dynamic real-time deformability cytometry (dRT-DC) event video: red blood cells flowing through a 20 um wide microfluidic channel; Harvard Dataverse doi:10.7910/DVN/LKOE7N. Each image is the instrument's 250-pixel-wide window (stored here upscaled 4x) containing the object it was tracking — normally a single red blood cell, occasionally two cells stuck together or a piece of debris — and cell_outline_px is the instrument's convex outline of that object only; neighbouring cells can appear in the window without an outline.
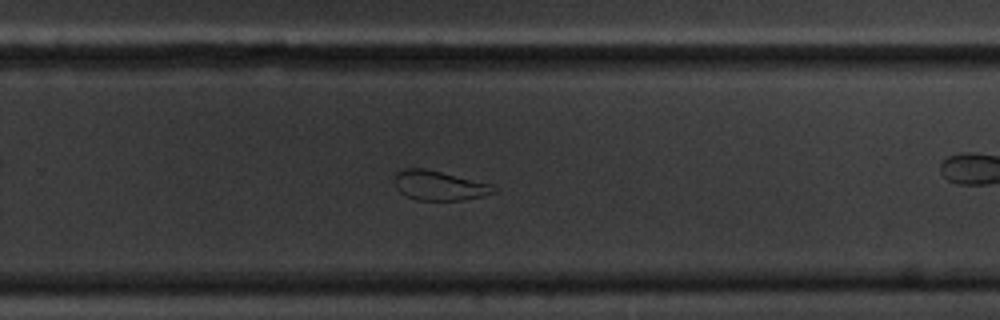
{"species": "common noctule bat (a hibernating species)", "species_latin": "Nyctalus noctula", "temperature_condition": "cold", "stored_images_in_passage": 39, "camera_frame_rate_fps": 3000, "um_per_image_px": 0.085, "animal": {"sex": "male", "body_mass_g": 20.1, "forearm_length_mm": 53.5}, "frame": {"image": 1, "passage_image": 17, "time_ms": 5.333, "image_size_px": [1000, 320], "cell_outline_px": [[496, 192], [484, 196], [464, 200], [416, 200], [400, 192], [396, 188], [392, 180], [392, 176], [396, 172], [404, 168], [424, 168], [492, 184], [496, 188]], "centroid_in_image_um": [37.29, 15.77], "position_along_channel_um": 292.5, "area_um2": 17.28}, "authors_computed_cell_mechanics": {"area_um2": 19.4786, "velocity_mm_per_s": 3.3851, "shape_relaxation_time_tau1_ms": null, "shape_relaxation_time_tau2_ms": 2.5287, "deformation_change_tau1": null, "deformation_change_tau2": 0.0919}}